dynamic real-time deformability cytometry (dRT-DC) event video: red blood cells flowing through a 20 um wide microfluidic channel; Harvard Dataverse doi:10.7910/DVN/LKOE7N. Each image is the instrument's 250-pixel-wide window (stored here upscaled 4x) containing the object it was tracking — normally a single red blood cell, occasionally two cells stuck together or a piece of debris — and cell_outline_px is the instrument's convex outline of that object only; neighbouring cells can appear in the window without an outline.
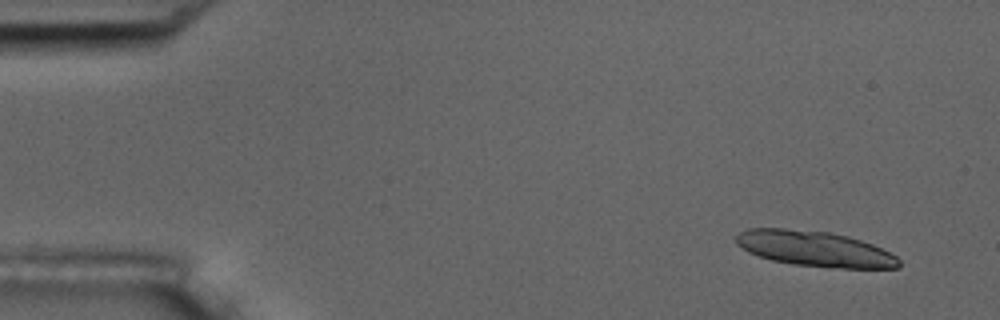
{"species": "common noctule bat (a hibernating species)", "species_latin": "Nyctalus noctula", "temperature_condition": "room temperature", "stored_images_in_passage": 5, "camera_frame_rate_fps": 3000, "um_per_image_px": 0.085, "animal": {"sex": "male", "body_mass_g": 17.5, "forearm_length_mm": 52.3}, "frame": {"image": 1, "passage_image": 2, "time_ms": 1.0, "image_size_px": [1000, 320], "cell_outline_px": [[900, 268], [828, 268], [792, 264], [772, 260], [748, 252], [736, 244], [736, 236], [740, 232], [748, 228], [784, 228], [828, 232], [848, 236], [872, 244], [896, 256], [900, 260]], "centroid_in_image_um": [69.24, 21.15], "position_along_channel_um": 15.8, "area_um2": 33.64}}